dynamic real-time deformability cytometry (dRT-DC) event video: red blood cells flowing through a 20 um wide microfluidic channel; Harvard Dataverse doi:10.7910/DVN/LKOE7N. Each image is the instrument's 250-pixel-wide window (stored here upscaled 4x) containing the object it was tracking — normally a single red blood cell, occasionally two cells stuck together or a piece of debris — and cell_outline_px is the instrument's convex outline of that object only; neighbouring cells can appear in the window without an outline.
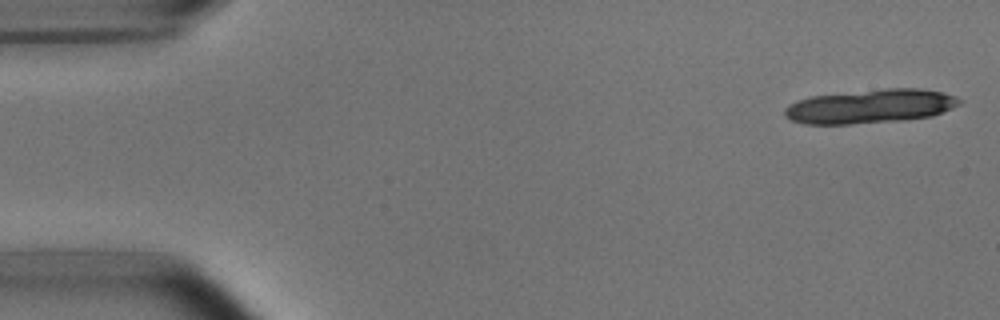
{"species": "common noctule bat (a hibernating species)", "species_latin": "Nyctalus noctula", "temperature_condition": "room temperature", "stored_images_in_passage": 17, "camera_frame_rate_fps": 3000, "um_per_image_px": 0.085, "animal": {"sex": "male", "body_mass_g": 15.6}, "frame": {"image": 1, "passage_image": 1, "time_ms": 0.0, "image_size_px": [1000, 320], "cell_outline_px": [[960, 104], [952, 108], [932, 116], [904, 120], [852, 124], [804, 124], [792, 120], [784, 116], [784, 108], [800, 100], [812, 96], [888, 88], [920, 88], [944, 92], [956, 96], [960, 100]], "centroid_in_image_um": [74.02, 9.04], "position_along_channel_um": 11.0, "area_um2": 34.45}}